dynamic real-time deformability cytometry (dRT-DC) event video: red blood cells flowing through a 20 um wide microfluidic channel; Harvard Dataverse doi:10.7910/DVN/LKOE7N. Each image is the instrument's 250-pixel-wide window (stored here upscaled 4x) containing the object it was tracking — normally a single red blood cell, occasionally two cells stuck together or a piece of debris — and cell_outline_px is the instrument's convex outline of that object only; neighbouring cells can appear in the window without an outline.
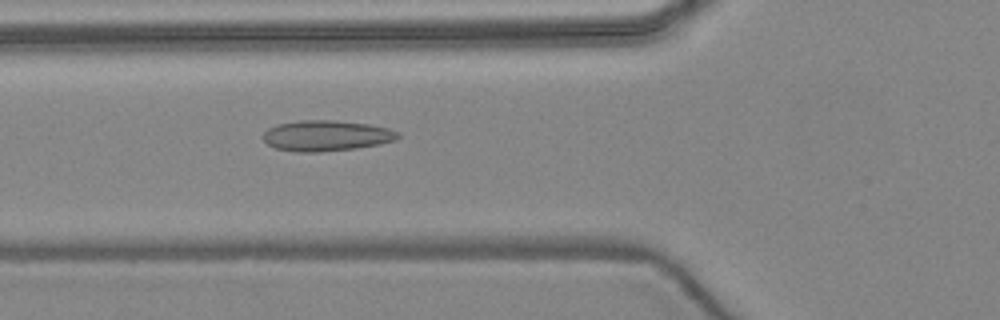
{"species": "common noctule bat (a hibernating species)", "species_latin": "Nyctalus noctula", "temperature_condition": "warm", "stored_images_in_passage": 6, "camera_frame_rate_fps": 3000, "um_per_image_px": 0.085, "animal": {"sex": "female", "body_mass_g": 24.6, "forearm_length_mm": 56.2}, "frame": {"image": 1, "passage_image": 6, "time_ms": 5.667, "image_size_px": [1000, 320], "cell_outline_px": [[400, 136], [396, 140], [380, 144], [356, 148], [320, 152], [296, 152], [276, 148], [268, 144], [264, 140], [264, 132], [268, 128], [276, 124], [300, 120], [332, 120], [368, 124], [388, 128], [400, 132]], "centroid_in_image_um": [27.75, 11.53], "position_along_channel_um": 98.0, "area_um2": 24.16}}